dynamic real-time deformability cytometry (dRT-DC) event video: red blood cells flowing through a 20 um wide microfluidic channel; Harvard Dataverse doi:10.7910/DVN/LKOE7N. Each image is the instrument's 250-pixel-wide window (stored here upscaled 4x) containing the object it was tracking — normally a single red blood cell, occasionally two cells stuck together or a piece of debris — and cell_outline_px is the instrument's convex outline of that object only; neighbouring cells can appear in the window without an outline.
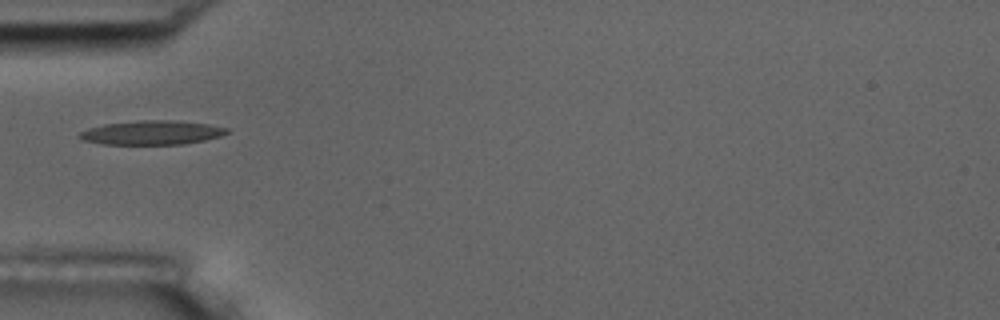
{"species": "common noctule bat (a hibernating species)", "species_latin": "Nyctalus noctula", "temperature_condition": "room temperature", "stored_images_in_passage": 6, "camera_frame_rate_fps": 3000, "um_per_image_px": 0.085, "animal": {"sex": "male", "body_mass_g": 17.5, "forearm_length_mm": 52.3}, "frame": {"image": 1, "passage_image": 6, "time_ms": 5.667, "image_size_px": [1000, 320], "cell_outline_px": [[228, 132], [220, 136], [204, 140], [184, 144], [100, 144], [84, 140], [76, 136], [80, 132], [88, 128], [104, 124], [140, 120], [172, 120], [208, 124], [228, 128]], "centroid_in_image_um": [12.87, 11.27], "position_along_channel_um": 72.1, "area_um2": 20.63}}